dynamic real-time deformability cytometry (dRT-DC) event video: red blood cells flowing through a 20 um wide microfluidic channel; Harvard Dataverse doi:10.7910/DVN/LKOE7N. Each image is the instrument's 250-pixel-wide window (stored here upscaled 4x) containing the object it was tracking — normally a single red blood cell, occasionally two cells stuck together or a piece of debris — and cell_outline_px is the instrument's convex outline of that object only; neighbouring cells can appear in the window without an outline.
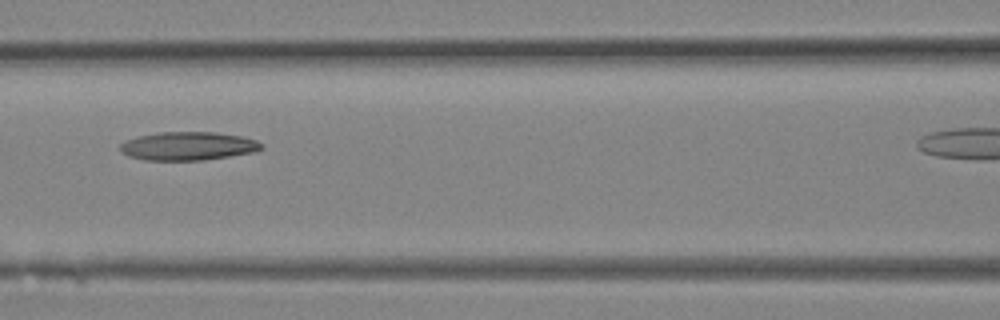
{"species": "Egyptian fruit bat (a non-hibernating species)", "species_latin": "Rousettus aegyptiacus", "temperature_condition": "room temperature", "stored_images_in_passage": 14, "camera_frame_rate_fps": 3000, "um_per_image_px": 0.085, "animal": {"sex": "female"}, "frame": {"image": 1, "passage_image": 10, "time_ms": 3.0, "image_size_px": [1000, 320], "cell_outline_px": [[264, 148], [252, 152], [204, 160], [144, 160], [128, 156], [120, 152], [120, 144], [124, 140], [140, 136], [160, 132], [216, 132], [240, 136], [256, 140], [264, 144]], "centroid_in_image_um": [15.96, 12.41], "position_along_channel_um": 150.6, "area_um2": 23.41}}